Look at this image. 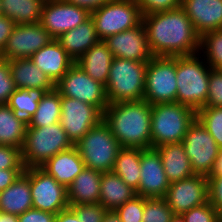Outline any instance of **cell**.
I'll use <instances>...</instances> for the list:
<instances>
[{"mask_svg":"<svg viewBox=\"0 0 222 222\" xmlns=\"http://www.w3.org/2000/svg\"><path fill=\"white\" fill-rule=\"evenodd\" d=\"M2 15V6H1V1H0V16Z\"/></svg>","mask_w":222,"mask_h":222,"instance_id":"54","label":"cell"},{"mask_svg":"<svg viewBox=\"0 0 222 222\" xmlns=\"http://www.w3.org/2000/svg\"><path fill=\"white\" fill-rule=\"evenodd\" d=\"M15 26L16 24L11 18L5 15L0 16V51L1 52L5 48L8 42V38L12 34V31Z\"/></svg>","mask_w":222,"mask_h":222,"instance_id":"46","label":"cell"},{"mask_svg":"<svg viewBox=\"0 0 222 222\" xmlns=\"http://www.w3.org/2000/svg\"><path fill=\"white\" fill-rule=\"evenodd\" d=\"M0 222H19L18 215L0 212Z\"/></svg>","mask_w":222,"mask_h":222,"instance_id":"52","label":"cell"},{"mask_svg":"<svg viewBox=\"0 0 222 222\" xmlns=\"http://www.w3.org/2000/svg\"><path fill=\"white\" fill-rule=\"evenodd\" d=\"M152 105L146 100L109 104L103 121L124 148H151Z\"/></svg>","mask_w":222,"mask_h":222,"instance_id":"2","label":"cell"},{"mask_svg":"<svg viewBox=\"0 0 222 222\" xmlns=\"http://www.w3.org/2000/svg\"><path fill=\"white\" fill-rule=\"evenodd\" d=\"M142 15L181 7V0H136Z\"/></svg>","mask_w":222,"mask_h":222,"instance_id":"44","label":"cell"},{"mask_svg":"<svg viewBox=\"0 0 222 222\" xmlns=\"http://www.w3.org/2000/svg\"><path fill=\"white\" fill-rule=\"evenodd\" d=\"M8 63L16 89H55V83L51 78L37 68L30 58H17Z\"/></svg>","mask_w":222,"mask_h":222,"instance_id":"23","label":"cell"},{"mask_svg":"<svg viewBox=\"0 0 222 222\" xmlns=\"http://www.w3.org/2000/svg\"><path fill=\"white\" fill-rule=\"evenodd\" d=\"M55 222H81L77 214L68 207L65 210L58 212L55 216Z\"/></svg>","mask_w":222,"mask_h":222,"instance_id":"49","label":"cell"},{"mask_svg":"<svg viewBox=\"0 0 222 222\" xmlns=\"http://www.w3.org/2000/svg\"><path fill=\"white\" fill-rule=\"evenodd\" d=\"M27 121L17 115L7 104L0 105V145L22 148Z\"/></svg>","mask_w":222,"mask_h":222,"instance_id":"29","label":"cell"},{"mask_svg":"<svg viewBox=\"0 0 222 222\" xmlns=\"http://www.w3.org/2000/svg\"><path fill=\"white\" fill-rule=\"evenodd\" d=\"M32 208L30 168H27L11 186L0 191V212L20 215Z\"/></svg>","mask_w":222,"mask_h":222,"instance_id":"22","label":"cell"},{"mask_svg":"<svg viewBox=\"0 0 222 222\" xmlns=\"http://www.w3.org/2000/svg\"><path fill=\"white\" fill-rule=\"evenodd\" d=\"M169 222H185V220L181 214H174Z\"/></svg>","mask_w":222,"mask_h":222,"instance_id":"53","label":"cell"},{"mask_svg":"<svg viewBox=\"0 0 222 222\" xmlns=\"http://www.w3.org/2000/svg\"><path fill=\"white\" fill-rule=\"evenodd\" d=\"M61 117V96L54 89L45 93L38 103L34 115L27 121V127L50 126L60 122Z\"/></svg>","mask_w":222,"mask_h":222,"instance_id":"32","label":"cell"},{"mask_svg":"<svg viewBox=\"0 0 222 222\" xmlns=\"http://www.w3.org/2000/svg\"><path fill=\"white\" fill-rule=\"evenodd\" d=\"M140 167L136 194L145 198L165 197L170 183L156 148L140 149Z\"/></svg>","mask_w":222,"mask_h":222,"instance_id":"17","label":"cell"},{"mask_svg":"<svg viewBox=\"0 0 222 222\" xmlns=\"http://www.w3.org/2000/svg\"><path fill=\"white\" fill-rule=\"evenodd\" d=\"M112 52L103 40L93 45L75 63L78 64L93 80L106 85L113 60Z\"/></svg>","mask_w":222,"mask_h":222,"instance_id":"27","label":"cell"},{"mask_svg":"<svg viewBox=\"0 0 222 222\" xmlns=\"http://www.w3.org/2000/svg\"><path fill=\"white\" fill-rule=\"evenodd\" d=\"M24 172V169H0V191L11 186Z\"/></svg>","mask_w":222,"mask_h":222,"instance_id":"47","label":"cell"},{"mask_svg":"<svg viewBox=\"0 0 222 222\" xmlns=\"http://www.w3.org/2000/svg\"><path fill=\"white\" fill-rule=\"evenodd\" d=\"M196 118L222 149V107L204 106L196 111Z\"/></svg>","mask_w":222,"mask_h":222,"instance_id":"35","label":"cell"},{"mask_svg":"<svg viewBox=\"0 0 222 222\" xmlns=\"http://www.w3.org/2000/svg\"><path fill=\"white\" fill-rule=\"evenodd\" d=\"M85 167L99 172H111L122 148L110 128L102 120L75 145Z\"/></svg>","mask_w":222,"mask_h":222,"instance_id":"7","label":"cell"},{"mask_svg":"<svg viewBox=\"0 0 222 222\" xmlns=\"http://www.w3.org/2000/svg\"><path fill=\"white\" fill-rule=\"evenodd\" d=\"M0 169H25L21 149L11 145H0Z\"/></svg>","mask_w":222,"mask_h":222,"instance_id":"42","label":"cell"},{"mask_svg":"<svg viewBox=\"0 0 222 222\" xmlns=\"http://www.w3.org/2000/svg\"><path fill=\"white\" fill-rule=\"evenodd\" d=\"M200 55L176 56V102L190 106L195 111L206 105L211 71Z\"/></svg>","mask_w":222,"mask_h":222,"instance_id":"3","label":"cell"},{"mask_svg":"<svg viewBox=\"0 0 222 222\" xmlns=\"http://www.w3.org/2000/svg\"><path fill=\"white\" fill-rule=\"evenodd\" d=\"M30 59L56 84L75 63L56 39L51 40Z\"/></svg>","mask_w":222,"mask_h":222,"instance_id":"20","label":"cell"},{"mask_svg":"<svg viewBox=\"0 0 222 222\" xmlns=\"http://www.w3.org/2000/svg\"><path fill=\"white\" fill-rule=\"evenodd\" d=\"M176 56H153L146 67L143 99L151 105L176 102Z\"/></svg>","mask_w":222,"mask_h":222,"instance_id":"9","label":"cell"},{"mask_svg":"<svg viewBox=\"0 0 222 222\" xmlns=\"http://www.w3.org/2000/svg\"><path fill=\"white\" fill-rule=\"evenodd\" d=\"M30 190L34 209L56 215L70 206L67 188L41 167L30 168Z\"/></svg>","mask_w":222,"mask_h":222,"instance_id":"12","label":"cell"},{"mask_svg":"<svg viewBox=\"0 0 222 222\" xmlns=\"http://www.w3.org/2000/svg\"><path fill=\"white\" fill-rule=\"evenodd\" d=\"M136 195V190L128 186L120 176L112 171L102 173L99 203L107 211H115Z\"/></svg>","mask_w":222,"mask_h":222,"instance_id":"28","label":"cell"},{"mask_svg":"<svg viewBox=\"0 0 222 222\" xmlns=\"http://www.w3.org/2000/svg\"><path fill=\"white\" fill-rule=\"evenodd\" d=\"M55 214L37 210V209H29L24 213L18 215L19 222H55Z\"/></svg>","mask_w":222,"mask_h":222,"instance_id":"45","label":"cell"},{"mask_svg":"<svg viewBox=\"0 0 222 222\" xmlns=\"http://www.w3.org/2000/svg\"><path fill=\"white\" fill-rule=\"evenodd\" d=\"M60 122L43 127H26L25 140L21 148V159L25 169L41 167L59 152L72 148Z\"/></svg>","mask_w":222,"mask_h":222,"instance_id":"5","label":"cell"},{"mask_svg":"<svg viewBox=\"0 0 222 222\" xmlns=\"http://www.w3.org/2000/svg\"><path fill=\"white\" fill-rule=\"evenodd\" d=\"M199 53H203L201 56H204L211 68L222 67V29L207 32L200 37Z\"/></svg>","mask_w":222,"mask_h":222,"instance_id":"34","label":"cell"},{"mask_svg":"<svg viewBox=\"0 0 222 222\" xmlns=\"http://www.w3.org/2000/svg\"><path fill=\"white\" fill-rule=\"evenodd\" d=\"M182 144L194 174L208 177L220 148L197 118L189 125Z\"/></svg>","mask_w":222,"mask_h":222,"instance_id":"11","label":"cell"},{"mask_svg":"<svg viewBox=\"0 0 222 222\" xmlns=\"http://www.w3.org/2000/svg\"><path fill=\"white\" fill-rule=\"evenodd\" d=\"M209 175H222V149H219L214 166Z\"/></svg>","mask_w":222,"mask_h":222,"instance_id":"50","label":"cell"},{"mask_svg":"<svg viewBox=\"0 0 222 222\" xmlns=\"http://www.w3.org/2000/svg\"><path fill=\"white\" fill-rule=\"evenodd\" d=\"M47 90L15 89L10 96L7 105L17 114L28 121L36 112L38 103L43 98Z\"/></svg>","mask_w":222,"mask_h":222,"instance_id":"33","label":"cell"},{"mask_svg":"<svg viewBox=\"0 0 222 222\" xmlns=\"http://www.w3.org/2000/svg\"><path fill=\"white\" fill-rule=\"evenodd\" d=\"M90 17V12L75 4L63 0H46L42 9L40 24L57 39L71 29L76 28Z\"/></svg>","mask_w":222,"mask_h":222,"instance_id":"14","label":"cell"},{"mask_svg":"<svg viewBox=\"0 0 222 222\" xmlns=\"http://www.w3.org/2000/svg\"><path fill=\"white\" fill-rule=\"evenodd\" d=\"M67 3L75 4L82 8L87 9L89 12L101 7L103 4L107 3L109 0H63Z\"/></svg>","mask_w":222,"mask_h":222,"instance_id":"48","label":"cell"},{"mask_svg":"<svg viewBox=\"0 0 222 222\" xmlns=\"http://www.w3.org/2000/svg\"><path fill=\"white\" fill-rule=\"evenodd\" d=\"M153 56H188L199 53L200 36L182 7L142 15Z\"/></svg>","mask_w":222,"mask_h":222,"instance_id":"1","label":"cell"},{"mask_svg":"<svg viewBox=\"0 0 222 222\" xmlns=\"http://www.w3.org/2000/svg\"><path fill=\"white\" fill-rule=\"evenodd\" d=\"M144 197L136 195L115 210L122 222H142Z\"/></svg>","mask_w":222,"mask_h":222,"instance_id":"37","label":"cell"},{"mask_svg":"<svg viewBox=\"0 0 222 222\" xmlns=\"http://www.w3.org/2000/svg\"><path fill=\"white\" fill-rule=\"evenodd\" d=\"M61 97L78 99L96 106L102 113L109 105L105 85L93 80L78 64L74 63L55 84Z\"/></svg>","mask_w":222,"mask_h":222,"instance_id":"10","label":"cell"},{"mask_svg":"<svg viewBox=\"0 0 222 222\" xmlns=\"http://www.w3.org/2000/svg\"><path fill=\"white\" fill-rule=\"evenodd\" d=\"M147 62L114 57L105 85L109 104L143 100Z\"/></svg>","mask_w":222,"mask_h":222,"instance_id":"6","label":"cell"},{"mask_svg":"<svg viewBox=\"0 0 222 222\" xmlns=\"http://www.w3.org/2000/svg\"><path fill=\"white\" fill-rule=\"evenodd\" d=\"M101 178L102 172L85 167L67 188L69 205L99 203Z\"/></svg>","mask_w":222,"mask_h":222,"instance_id":"25","label":"cell"},{"mask_svg":"<svg viewBox=\"0 0 222 222\" xmlns=\"http://www.w3.org/2000/svg\"><path fill=\"white\" fill-rule=\"evenodd\" d=\"M81 222H102L106 209L100 203L69 206Z\"/></svg>","mask_w":222,"mask_h":222,"instance_id":"40","label":"cell"},{"mask_svg":"<svg viewBox=\"0 0 222 222\" xmlns=\"http://www.w3.org/2000/svg\"><path fill=\"white\" fill-rule=\"evenodd\" d=\"M156 149L170 184L195 175L182 142L164 144Z\"/></svg>","mask_w":222,"mask_h":222,"instance_id":"24","label":"cell"},{"mask_svg":"<svg viewBox=\"0 0 222 222\" xmlns=\"http://www.w3.org/2000/svg\"><path fill=\"white\" fill-rule=\"evenodd\" d=\"M56 40L75 62L100 41L91 17L76 28L60 35Z\"/></svg>","mask_w":222,"mask_h":222,"instance_id":"26","label":"cell"},{"mask_svg":"<svg viewBox=\"0 0 222 222\" xmlns=\"http://www.w3.org/2000/svg\"><path fill=\"white\" fill-rule=\"evenodd\" d=\"M102 222H122L115 211H106Z\"/></svg>","mask_w":222,"mask_h":222,"instance_id":"51","label":"cell"},{"mask_svg":"<svg viewBox=\"0 0 222 222\" xmlns=\"http://www.w3.org/2000/svg\"><path fill=\"white\" fill-rule=\"evenodd\" d=\"M102 120L103 113L96 106L61 97L60 124L74 145Z\"/></svg>","mask_w":222,"mask_h":222,"instance_id":"13","label":"cell"},{"mask_svg":"<svg viewBox=\"0 0 222 222\" xmlns=\"http://www.w3.org/2000/svg\"><path fill=\"white\" fill-rule=\"evenodd\" d=\"M195 118L196 111L185 104L173 102L152 105L151 148L182 142Z\"/></svg>","mask_w":222,"mask_h":222,"instance_id":"4","label":"cell"},{"mask_svg":"<svg viewBox=\"0 0 222 222\" xmlns=\"http://www.w3.org/2000/svg\"><path fill=\"white\" fill-rule=\"evenodd\" d=\"M100 40L132 29L142 22V13L136 0H109L90 12Z\"/></svg>","mask_w":222,"mask_h":222,"instance_id":"8","label":"cell"},{"mask_svg":"<svg viewBox=\"0 0 222 222\" xmlns=\"http://www.w3.org/2000/svg\"><path fill=\"white\" fill-rule=\"evenodd\" d=\"M140 149L122 147L115 159L112 172L134 190H137L140 182Z\"/></svg>","mask_w":222,"mask_h":222,"instance_id":"31","label":"cell"},{"mask_svg":"<svg viewBox=\"0 0 222 222\" xmlns=\"http://www.w3.org/2000/svg\"><path fill=\"white\" fill-rule=\"evenodd\" d=\"M10 66L7 60H0V105L8 103L10 96L15 91Z\"/></svg>","mask_w":222,"mask_h":222,"instance_id":"41","label":"cell"},{"mask_svg":"<svg viewBox=\"0 0 222 222\" xmlns=\"http://www.w3.org/2000/svg\"><path fill=\"white\" fill-rule=\"evenodd\" d=\"M53 38L40 23L16 25L1 52L3 60L30 58Z\"/></svg>","mask_w":222,"mask_h":222,"instance_id":"15","label":"cell"},{"mask_svg":"<svg viewBox=\"0 0 222 222\" xmlns=\"http://www.w3.org/2000/svg\"><path fill=\"white\" fill-rule=\"evenodd\" d=\"M205 106L222 107V69L220 68H211Z\"/></svg>","mask_w":222,"mask_h":222,"instance_id":"39","label":"cell"},{"mask_svg":"<svg viewBox=\"0 0 222 222\" xmlns=\"http://www.w3.org/2000/svg\"><path fill=\"white\" fill-rule=\"evenodd\" d=\"M208 202L222 217V175H209L207 177Z\"/></svg>","mask_w":222,"mask_h":222,"instance_id":"43","label":"cell"},{"mask_svg":"<svg viewBox=\"0 0 222 222\" xmlns=\"http://www.w3.org/2000/svg\"><path fill=\"white\" fill-rule=\"evenodd\" d=\"M181 7L200 37L222 29V0H181Z\"/></svg>","mask_w":222,"mask_h":222,"instance_id":"19","label":"cell"},{"mask_svg":"<svg viewBox=\"0 0 222 222\" xmlns=\"http://www.w3.org/2000/svg\"><path fill=\"white\" fill-rule=\"evenodd\" d=\"M185 222H220V216L215 208L207 201L181 214Z\"/></svg>","mask_w":222,"mask_h":222,"instance_id":"38","label":"cell"},{"mask_svg":"<svg viewBox=\"0 0 222 222\" xmlns=\"http://www.w3.org/2000/svg\"><path fill=\"white\" fill-rule=\"evenodd\" d=\"M165 200L173 214H183L193 207L208 201L207 176L194 175L171 183Z\"/></svg>","mask_w":222,"mask_h":222,"instance_id":"16","label":"cell"},{"mask_svg":"<svg viewBox=\"0 0 222 222\" xmlns=\"http://www.w3.org/2000/svg\"><path fill=\"white\" fill-rule=\"evenodd\" d=\"M103 41L113 57L147 63L153 57L143 22L132 29L108 36Z\"/></svg>","mask_w":222,"mask_h":222,"instance_id":"18","label":"cell"},{"mask_svg":"<svg viewBox=\"0 0 222 222\" xmlns=\"http://www.w3.org/2000/svg\"><path fill=\"white\" fill-rule=\"evenodd\" d=\"M2 15L11 18L16 25L39 23L46 0H0Z\"/></svg>","mask_w":222,"mask_h":222,"instance_id":"30","label":"cell"},{"mask_svg":"<svg viewBox=\"0 0 222 222\" xmlns=\"http://www.w3.org/2000/svg\"><path fill=\"white\" fill-rule=\"evenodd\" d=\"M173 215L164 197H144L142 222H169Z\"/></svg>","mask_w":222,"mask_h":222,"instance_id":"36","label":"cell"},{"mask_svg":"<svg viewBox=\"0 0 222 222\" xmlns=\"http://www.w3.org/2000/svg\"><path fill=\"white\" fill-rule=\"evenodd\" d=\"M41 168L54 177L59 184L68 188L77 175L84 170L85 164L77 148L73 146L50 158Z\"/></svg>","mask_w":222,"mask_h":222,"instance_id":"21","label":"cell"}]
</instances>
